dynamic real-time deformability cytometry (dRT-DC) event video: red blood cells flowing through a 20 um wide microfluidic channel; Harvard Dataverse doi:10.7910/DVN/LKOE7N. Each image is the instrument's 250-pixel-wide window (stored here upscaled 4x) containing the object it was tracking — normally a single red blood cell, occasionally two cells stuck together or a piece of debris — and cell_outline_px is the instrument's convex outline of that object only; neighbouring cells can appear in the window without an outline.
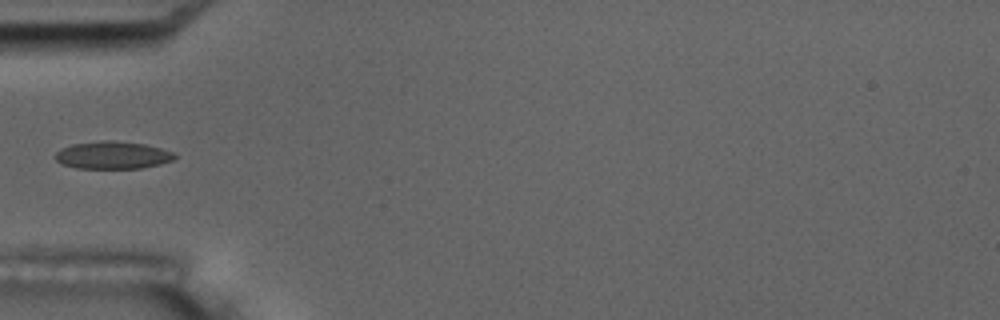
{"species": "common noctule bat (a hibernating species)", "species_latin": "Nyctalus noctula", "temperature_condition": "room temperature", "stored_images_in_passage": 8, "camera_frame_rate_fps": 3000, "um_per_image_px": 0.085, "animal": {"sex": "male", "body_mass_g": 17.5, "forearm_length_mm": 52.3}, "frame": {"image": 1, "passage_image": 4, "time_ms": 3.333, "image_size_px": [1000, 320], "cell_outline_px": [[176, 156], [172, 160], [160, 164], [140, 168], [76, 168], [64, 164], [56, 160], [56, 152], [60, 148], [72, 144], [100, 140], [108, 140], [144, 144], [160, 148], [172, 152]], "centroid_in_image_um": [9.55, 13.18], "position_along_channel_um": 75.5, "area_um2": 18.96}}
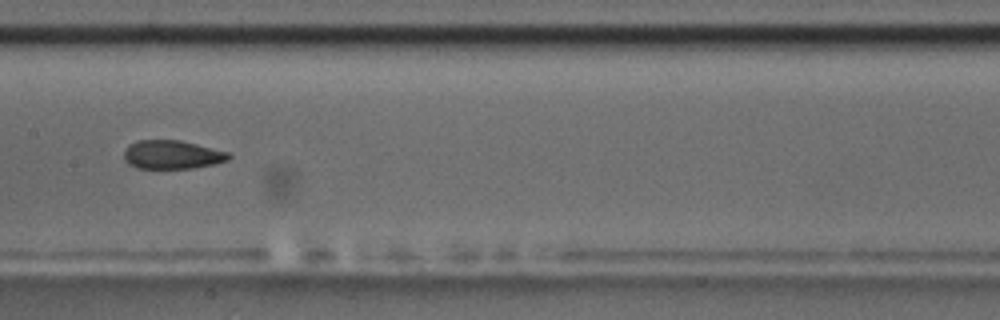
{"frame": {"image": 2, "passage_image": 7, "time_ms": 6.667, "image_size_px": [1000, 320], "cell_outline_px": [[232, 156], [228, 160], [216, 164], [192, 168], [136, 168], [128, 164], [124, 160], [124, 152], [128, 144], [136, 140], [180, 140], [228, 152]], "centroid_in_image_um": [14.61, 13.14], "position_along_channel_um": 192.8, "area_um2": 17.57}}